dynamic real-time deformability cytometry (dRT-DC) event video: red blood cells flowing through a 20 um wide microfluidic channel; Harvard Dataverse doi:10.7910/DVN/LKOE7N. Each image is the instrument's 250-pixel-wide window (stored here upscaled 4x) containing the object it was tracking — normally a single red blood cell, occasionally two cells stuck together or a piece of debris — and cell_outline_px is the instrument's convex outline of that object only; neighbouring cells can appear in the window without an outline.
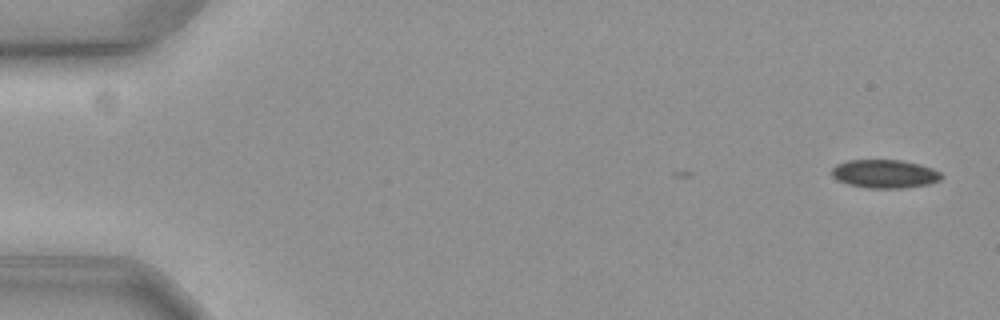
{"species": "common noctule bat (a hibernating species)", "species_latin": "Nyctalus noctula", "temperature_condition": "cold", "stored_images_in_passage": 3, "camera_frame_rate_fps": 3000, "um_per_image_px": 0.085, "animal": {"sex": "female", "body_mass_g": 19.3, "forearm_length_mm": 54.1}, "frame": {"image": 1, "passage_image": 1, "time_ms": 0.0, "image_size_px": [1000, 320], "cell_outline_px": [[944, 176], [940, 180], [928, 184], [908, 188], [868, 188], [848, 184], [836, 180], [832, 176], [832, 168], [836, 164], [848, 160], [900, 160], [920, 164], [932, 168], [940, 172]], "centroid_in_image_um": [75.2, 14.78], "position_along_channel_um": 9.8, "area_um2": 18.32}}